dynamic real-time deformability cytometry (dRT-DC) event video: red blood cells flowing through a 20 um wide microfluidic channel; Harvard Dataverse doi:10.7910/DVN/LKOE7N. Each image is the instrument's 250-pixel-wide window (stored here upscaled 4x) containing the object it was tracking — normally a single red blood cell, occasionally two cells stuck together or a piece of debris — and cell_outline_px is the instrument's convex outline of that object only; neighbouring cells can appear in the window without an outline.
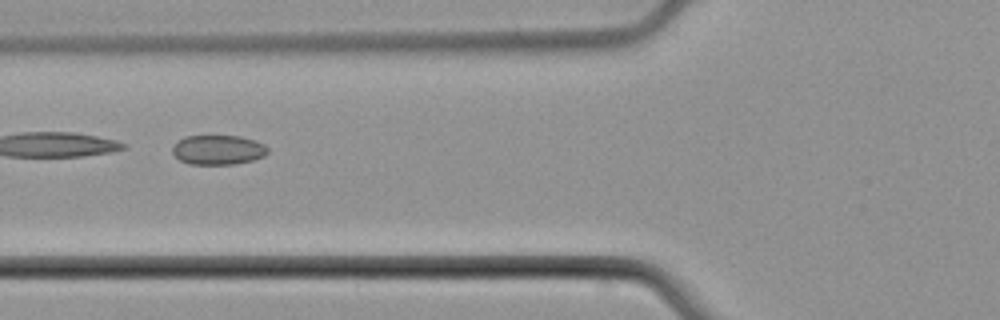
{"species": "common noctule bat (a hibernating species)", "species_latin": "Nyctalus noctula", "temperature_condition": "cold", "stored_images_in_passage": 2, "camera_frame_rate_fps": 3000, "um_per_image_px": 0.085, "animal": {"sex": "male", "body_mass_g": 21.5, "forearm_length_mm": 52.0}, "frame": {"image": 1, "passage_image": 2, "time_ms": 1.0, "image_size_px": [1000, 320], "cell_outline_px": [[268, 152], [264, 156], [252, 160], [236, 164], [188, 164], [180, 160], [172, 152], [172, 148], [176, 140], [184, 136], [240, 136], [256, 140], [264, 144], [268, 148]], "centroid_in_image_um": [18.53, 12.73], "position_along_channel_um": 107.3, "area_um2": 16.59}}